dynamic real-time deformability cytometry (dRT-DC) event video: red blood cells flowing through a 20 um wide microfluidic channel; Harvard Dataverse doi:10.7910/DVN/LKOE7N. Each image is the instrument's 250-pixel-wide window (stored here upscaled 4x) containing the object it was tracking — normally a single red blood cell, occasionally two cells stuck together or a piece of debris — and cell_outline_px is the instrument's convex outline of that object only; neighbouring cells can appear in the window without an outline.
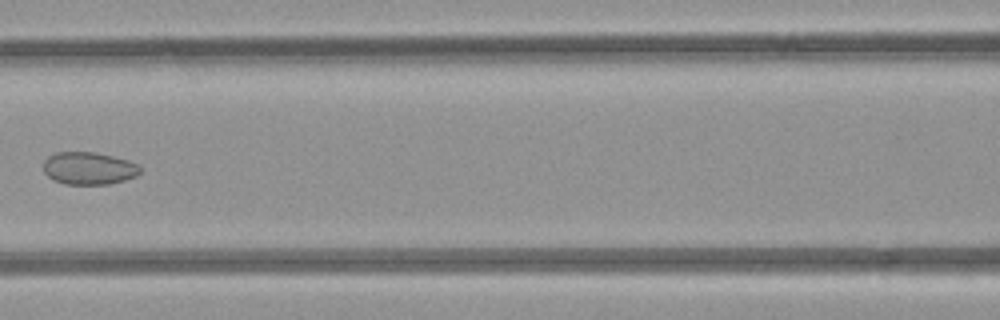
{"species": "common noctule bat (a hibernating species)", "species_latin": "Nyctalus noctula", "temperature_condition": "room temperature", "stored_images_in_passage": 8, "camera_frame_rate_fps": 3000, "um_per_image_px": 0.085, "animal": {"sex": "female", "body_mass_g": 21.9}, "frame": {"image": 1, "passage_image": 7, "time_ms": 6.667, "image_size_px": [1000, 320], "cell_outline_px": [[140, 172], [136, 176], [124, 180], [108, 184], [64, 184], [52, 180], [44, 172], [44, 160], [48, 156], [56, 152], [96, 152], [128, 160], [136, 164], [140, 168]], "centroid_in_image_um": [7.52, 14.3], "position_along_channel_um": 159.1, "area_um2": 18.32}}
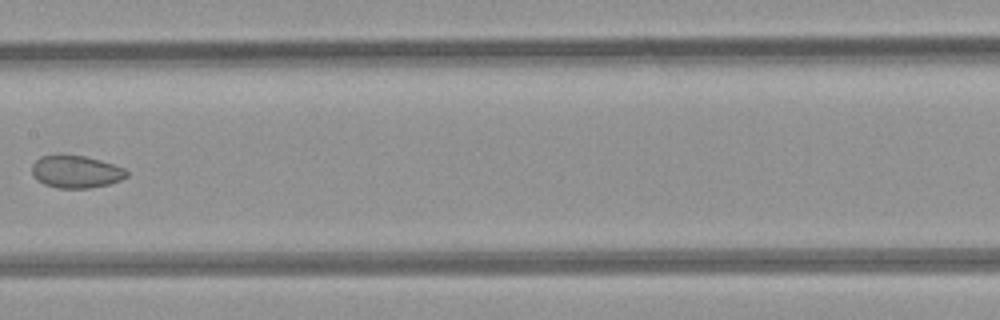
{"frame": {"image": 2, "passage_image": 8, "time_ms": 7.667, "image_size_px": [1000, 320], "cell_outline_px": [[128, 176], [120, 180], [108, 184], [88, 188], [56, 188], [44, 184], [36, 180], [32, 172], [32, 164], [40, 156], [84, 156], [100, 160], [124, 168], [128, 172]], "centroid_in_image_um": [6.45, 14.61], "position_along_channel_um": 201.0, "area_um2": 17.69}}